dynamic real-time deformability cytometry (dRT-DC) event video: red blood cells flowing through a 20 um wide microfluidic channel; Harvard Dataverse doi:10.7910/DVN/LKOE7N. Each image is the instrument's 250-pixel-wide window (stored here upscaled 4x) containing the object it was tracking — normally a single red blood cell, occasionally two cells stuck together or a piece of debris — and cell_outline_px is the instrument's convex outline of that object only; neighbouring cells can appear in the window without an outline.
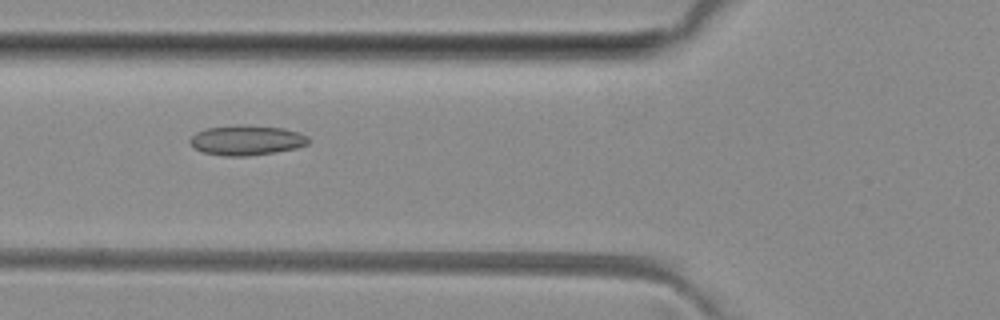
{"species": "common noctule bat (a hibernating species)", "species_latin": "Nyctalus noctula", "temperature_condition": "room temperature", "stored_images_in_passage": 8, "camera_frame_rate_fps": 3000, "um_per_image_px": 0.085, "animal": {"sex": "female", "body_mass_g": 29.2, "forearm_length_mm": 56.3}, "frame": {"image": 1, "passage_image": 4, "time_ms": 5.333, "image_size_px": [1000, 320], "cell_outline_px": [[312, 140], [308, 144], [296, 148], [248, 156], [224, 156], [200, 152], [188, 144], [188, 140], [196, 132], [204, 128], [236, 124], [244, 124], [284, 128], [300, 132], [308, 136]], "centroid_in_image_um": [20.93, 11.9], "position_along_channel_um": 104.9, "area_um2": 21.21}}
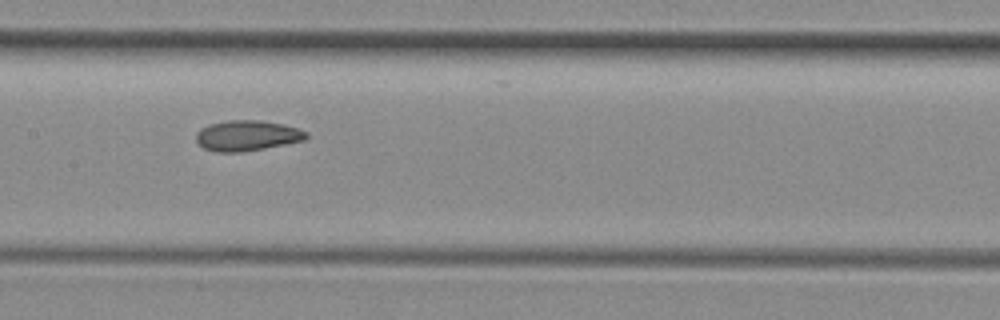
{"frame": {"image": 2, "passage_image": 6, "time_ms": 7.333, "image_size_px": [1000, 320], "cell_outline_px": [[308, 136], [304, 140], [264, 148], [240, 152], [216, 152], [204, 148], [196, 140], [196, 132], [200, 128], [208, 124], [228, 120], [260, 120], [284, 124], [308, 132]], "centroid_in_image_um": [20.98, 11.51], "position_along_channel_um": 186.4, "area_um2": 19.54}}
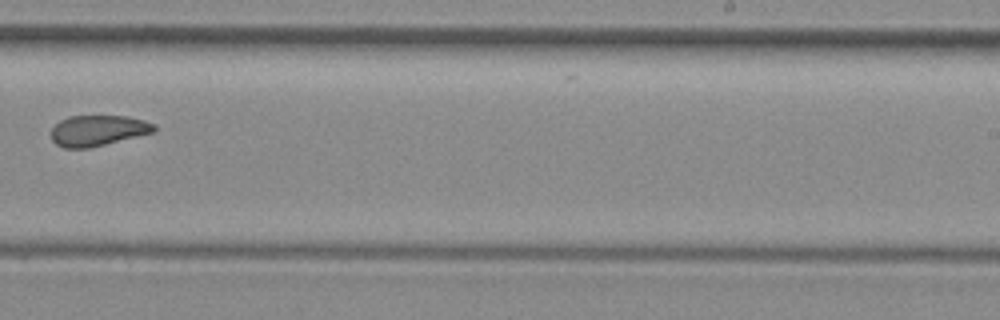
{"frame": {"image": 3, "passage_image": 8, "time_ms": 9.667, "image_size_px": [1000, 320], "cell_outline_px": [[156, 132], [88, 148], [64, 148], [56, 144], [52, 140], [52, 128], [60, 120], [68, 116], [124, 116], [144, 120], [156, 124]], "centroid_in_image_um": [8.34, 11.09], "position_along_channel_um": 280.7, "area_um2": 18.44}}